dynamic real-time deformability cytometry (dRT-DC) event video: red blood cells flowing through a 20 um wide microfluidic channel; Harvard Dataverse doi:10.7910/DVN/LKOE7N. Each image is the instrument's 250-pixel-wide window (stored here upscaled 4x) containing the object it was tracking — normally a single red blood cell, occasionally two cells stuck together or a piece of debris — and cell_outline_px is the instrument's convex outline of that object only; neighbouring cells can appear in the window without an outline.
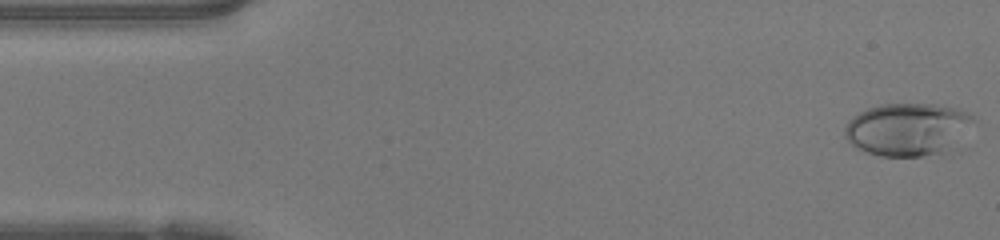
{"species": "human", "species_latin": "Homo sapiens", "temperature_condition": "warm", "stored_images_in_passage": 47, "camera_frame_rate_fps": 3000, "um_per_image_px": 0.085, "donor": {"sex": "female"}, "frame": {"image": 1, "passage_image": 1, "time_ms": 0.0, "image_size_px": [1000, 240], "cell_outline_px": [[976, 120], [940, 152], [924, 156], [880, 156], [864, 152], [856, 148], [844, 136], [844, 128], [848, 120], [852, 116], [868, 108], [880, 104], [936, 104], [960, 108], [968, 112]], "centroid_in_image_um": [77.04, 10.96], "position_along_channel_um": 8.0, "area_um2": 38.9}}
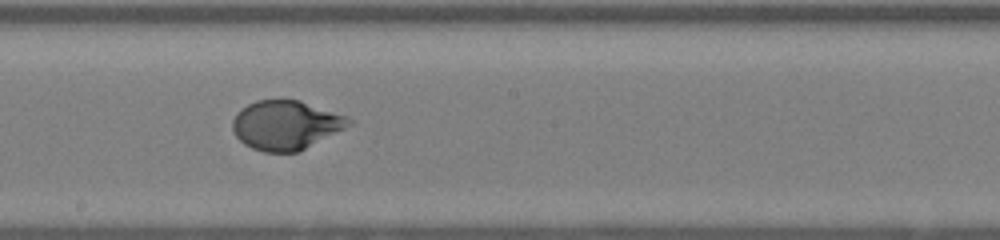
{"frame": {"image": 2, "passage_image": 25, "time_ms": 8.0, "image_size_px": [1000, 240], "cell_outline_px": [[352, 124], [296, 152], [264, 152], [252, 148], [244, 144], [236, 136], [232, 128], [232, 120], [236, 112], [240, 108], [256, 100], [300, 100], [348, 116], [352, 120]], "centroid_in_image_um": [24.26, 10.61], "position_along_channel_um": 223.9, "area_um2": 33.12}}
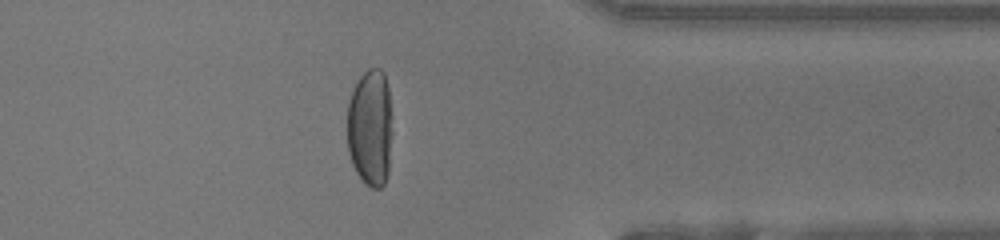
{"frame": {"image": 3, "passage_image": 37, "time_ms": 12.0, "image_size_px": [1000, 240], "cell_outline_px": [[392, 136], [388, 172], [384, 184], [380, 188], [372, 188], [364, 184], [356, 172], [352, 164], [348, 152], [348, 104], [352, 88], [356, 80], [368, 68], [380, 68], [384, 72], [388, 88], [392, 116]], "centroid_in_image_um": [31.48, 10.85], "position_along_channel_um": 379.9, "area_um2": 31.5}, "authors_computed_cell_mechanics": {"area_um2": 34.1598, "velocity_mm_per_s": 4.2409, "shape_relaxation_time_tau1_ms": 6.7341, "shape_relaxation_time_tau2_ms": null, "deformation_change_tau1": 0.3476, "deformation_change_tau2": null}}